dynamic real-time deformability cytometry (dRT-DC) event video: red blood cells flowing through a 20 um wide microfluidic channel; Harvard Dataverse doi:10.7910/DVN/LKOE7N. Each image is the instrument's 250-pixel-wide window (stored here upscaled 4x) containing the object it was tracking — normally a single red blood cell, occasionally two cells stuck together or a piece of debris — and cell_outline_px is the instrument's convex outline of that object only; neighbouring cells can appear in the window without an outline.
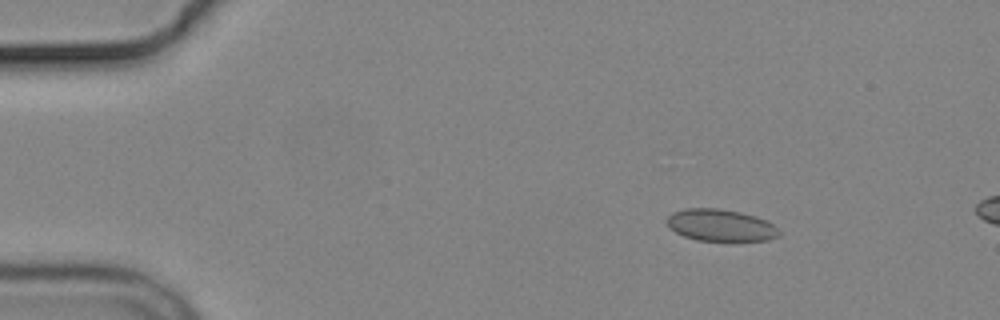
{"species": "common noctule bat (a hibernating species)", "species_latin": "Nyctalus noctula", "temperature_condition": "cold", "stored_images_in_passage": 4, "camera_frame_rate_fps": 3000, "um_per_image_px": 0.085, "animal": {"sex": "male", "body_mass_g": 19.2, "forearm_length_mm": 51.8}, "frame": {"image": 1, "passage_image": 2, "time_ms": 1.0, "image_size_px": [1000, 320], "cell_outline_px": [[780, 236], [768, 240], [696, 240], [684, 236], [668, 228], [664, 220], [672, 212], [688, 208], [716, 208], [740, 212], [756, 216], [768, 220], [780, 232]], "centroid_in_image_um": [61.22, 19.13], "position_along_channel_um": 23.8, "area_um2": 20.92}}